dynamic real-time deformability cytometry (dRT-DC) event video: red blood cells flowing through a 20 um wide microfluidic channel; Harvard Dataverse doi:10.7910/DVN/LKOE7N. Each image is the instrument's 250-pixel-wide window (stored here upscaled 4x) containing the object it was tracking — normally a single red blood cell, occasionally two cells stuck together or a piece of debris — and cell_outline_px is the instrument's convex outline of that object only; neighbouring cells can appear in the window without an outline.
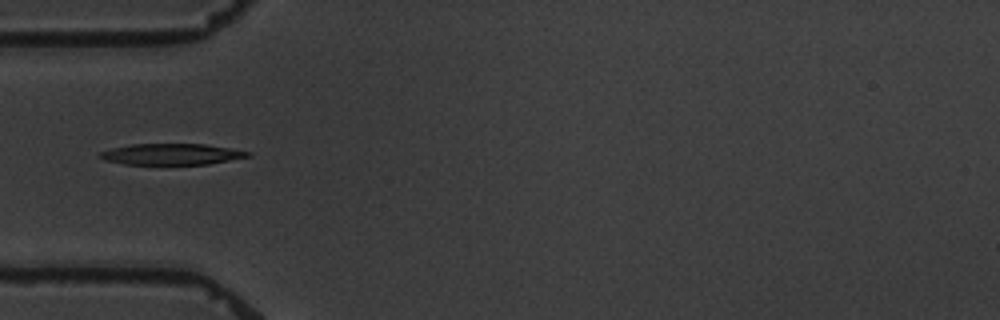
{"species": "common noctule bat (a hibernating species)", "species_latin": "Nyctalus noctula", "temperature_condition": "warm", "stored_images_in_passage": 15, "camera_frame_rate_fps": 3000, "um_per_image_px": 0.085, "animal": {"sex": "male", "body_mass_g": 19.5, "forearm_length_mm": 54.6}, "frame": {"image": 1, "passage_image": 5, "time_ms": 5.333, "image_size_px": [1000, 320], "cell_outline_px": [[252, 156], [208, 164], [124, 164], [104, 160], [96, 156], [100, 152], [112, 148], [132, 144], [204, 144], [232, 148], [252, 152]], "centroid_in_image_um": [14.59, 13.1], "position_along_channel_um": 70.4, "area_um2": 18.26}}
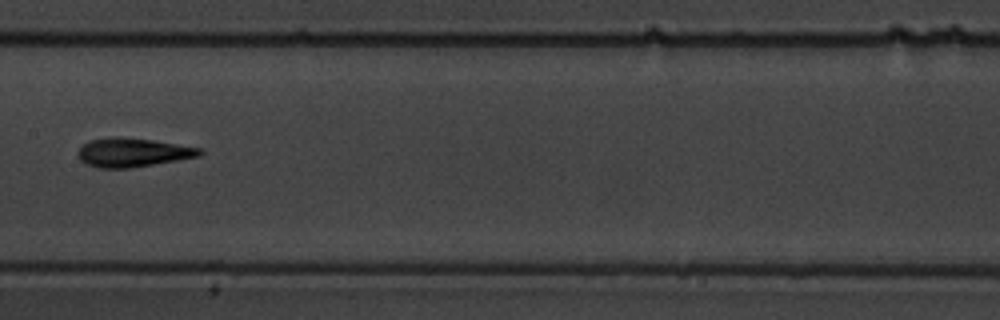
{"frame": {"image": 2, "passage_image": 8, "time_ms": 9.0, "image_size_px": [1000, 320], "cell_outline_px": [[204, 152], [200, 156], [128, 168], [100, 168], [88, 164], [80, 160], [76, 152], [84, 144], [92, 140], [116, 136], [152, 140], [200, 148]], "centroid_in_image_um": [11.27, 12.96], "position_along_channel_um": 196.1, "area_um2": 20.11}}
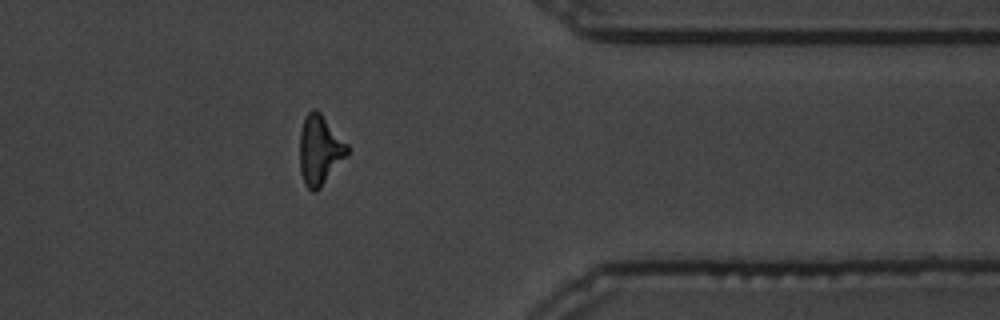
{"frame": {"image": 3, "passage_image": 13, "time_ms": 15.0, "image_size_px": [1000, 320], "cell_outline_px": [[348, 152], [320, 188], [316, 192], [312, 192], [304, 184], [300, 172], [300, 132], [304, 120], [308, 112], [312, 108], [316, 108], [320, 112], [348, 144]], "centroid_in_image_um": [27.15, 12.74], "position_along_channel_um": 384.2, "area_um2": 19.07}, "authors_computed_cell_mechanics": {"area_um2": 18.9006, "velocity_mm_per_s": 3.4138, "shape_relaxation_time_tau1_ms": 2.8348, "shape_relaxation_time_tau2_ms": 3.3225, "deformation_change_tau1": 0.187, "deformation_change_tau2": 0.135}}